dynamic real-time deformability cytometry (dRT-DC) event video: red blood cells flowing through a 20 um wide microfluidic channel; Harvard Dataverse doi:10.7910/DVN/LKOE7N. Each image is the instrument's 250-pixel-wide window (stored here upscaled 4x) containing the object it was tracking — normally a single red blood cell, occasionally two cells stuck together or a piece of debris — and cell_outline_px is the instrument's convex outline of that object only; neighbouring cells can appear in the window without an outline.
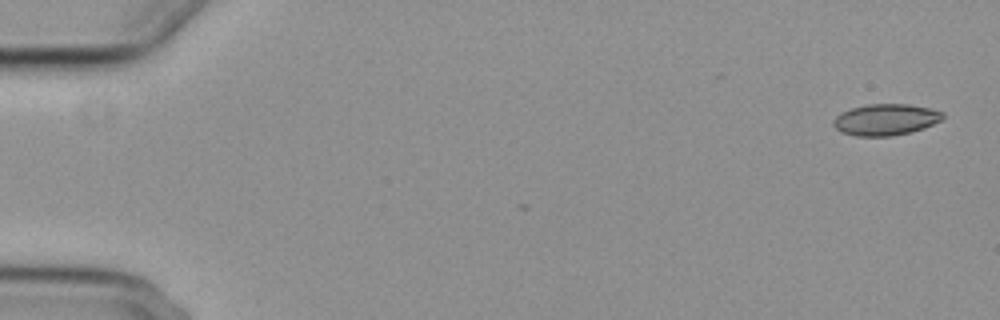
{"species": "common noctule bat (a hibernating species)", "species_latin": "Nyctalus noctula", "temperature_condition": "cold", "stored_images_in_passage": 5, "camera_frame_rate_fps": 3000, "um_per_image_px": 0.085, "animal": {"sex": "female", "body_mass_g": 29.2, "forearm_length_mm": 56.3}, "frame": {"image": 1, "passage_image": 1, "time_ms": 0.0, "image_size_px": [1000, 320], "cell_outline_px": [[944, 116], [940, 120], [924, 128], [892, 136], [856, 136], [840, 132], [832, 124], [832, 120], [840, 112], [852, 108], [868, 104], [908, 104], [932, 108], [944, 112]], "centroid_in_image_um": [75.26, 10.16], "position_along_channel_um": 9.7, "area_um2": 20.06}}